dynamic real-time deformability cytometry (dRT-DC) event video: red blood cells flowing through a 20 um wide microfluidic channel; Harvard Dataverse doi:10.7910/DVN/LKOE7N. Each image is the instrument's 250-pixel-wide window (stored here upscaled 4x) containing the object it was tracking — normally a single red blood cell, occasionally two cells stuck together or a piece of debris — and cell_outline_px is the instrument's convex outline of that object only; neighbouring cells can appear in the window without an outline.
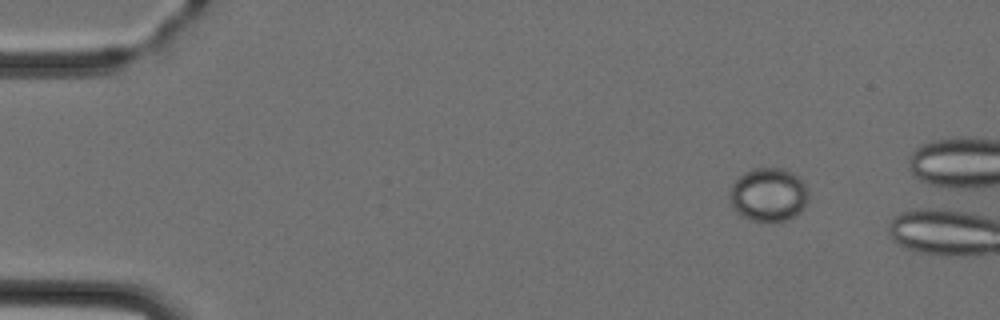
{"species": "Egyptian fruit bat (a non-hibernating species)", "species_latin": "Rousettus aegyptiacus", "temperature_condition": "cold", "stored_images_in_passage": 5, "camera_frame_rate_fps": 3000, "um_per_image_px": 0.085, "animal": {"sex": "female"}, "frame": {"image": 1, "passage_image": 1, "time_ms": 0.0, "image_size_px": [1000, 320], "cell_outline_px": [[808, 200], [800, 212], [784, 220], [752, 220], [736, 212], [732, 204], [732, 184], [744, 172], [752, 168], [784, 168], [800, 176], [804, 180], [808, 188]], "centroid_in_image_um": [65.38, 16.5], "position_along_channel_um": 19.6, "area_um2": 24.28}}